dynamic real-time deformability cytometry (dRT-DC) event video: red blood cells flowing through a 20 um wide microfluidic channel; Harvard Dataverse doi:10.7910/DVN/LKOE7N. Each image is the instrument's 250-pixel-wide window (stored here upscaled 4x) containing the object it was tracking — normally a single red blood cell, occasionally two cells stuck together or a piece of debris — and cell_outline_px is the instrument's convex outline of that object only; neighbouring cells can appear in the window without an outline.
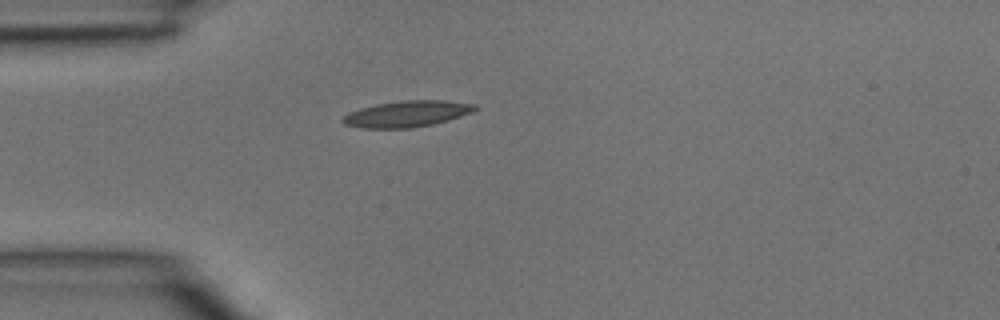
{"species": "common noctule bat (a hibernating species)", "species_latin": "Nyctalus noctula", "temperature_condition": "room temperature", "stored_images_in_passage": 5, "camera_frame_rate_fps": 3000, "um_per_image_px": 0.085, "animal": {"sex": "male", "body_mass_g": 15.6}, "frame": {"image": 1, "passage_image": 5, "time_ms": 1.333, "image_size_px": [1000, 320], "cell_outline_px": [[480, 108], [472, 112], [448, 120], [432, 124], [412, 128], [360, 128], [344, 124], [340, 120], [348, 112], [360, 108], [376, 104], [400, 100], [444, 100], [476, 104]], "centroid_in_image_um": [34.58, 9.67], "position_along_channel_um": 50.4, "area_um2": 20.35}}